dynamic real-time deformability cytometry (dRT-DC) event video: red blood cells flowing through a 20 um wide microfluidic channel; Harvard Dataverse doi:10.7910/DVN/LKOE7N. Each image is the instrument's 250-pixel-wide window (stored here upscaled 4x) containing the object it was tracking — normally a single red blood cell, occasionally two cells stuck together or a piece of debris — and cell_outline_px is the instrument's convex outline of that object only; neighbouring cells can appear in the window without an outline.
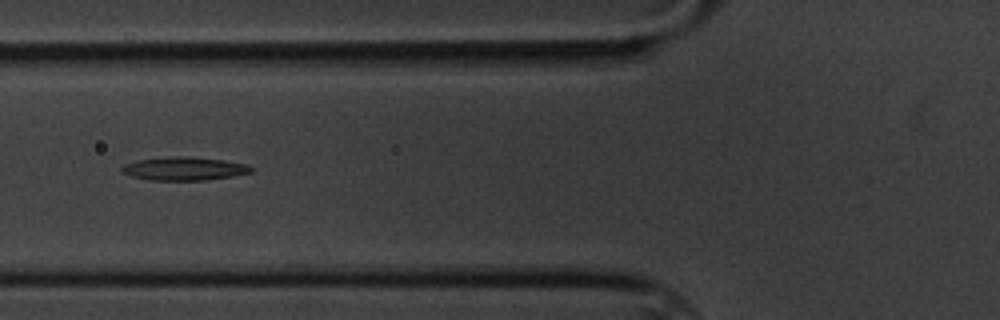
{"species": "common noctule bat (a hibernating species)", "species_latin": "Nyctalus noctula", "temperature_condition": "cold", "stored_images_in_passage": 10, "camera_frame_rate_fps": 3000, "um_per_image_px": 0.085, "animal": {"sex": "male", "body_mass_g": 20.1, "forearm_length_mm": 53.5}, "frame": {"image": 1, "passage_image": 5, "time_ms": 5.333, "image_size_px": [1000, 320], "cell_outline_px": [[252, 172], [232, 176], [204, 180], [148, 180], [132, 176], [120, 172], [120, 168], [124, 164], [140, 160], [176, 156], [192, 156], [224, 160], [244, 164], [252, 168]], "centroid_in_image_um": [15.62, 14.33], "position_along_channel_um": 110.2, "area_um2": 17.46}}
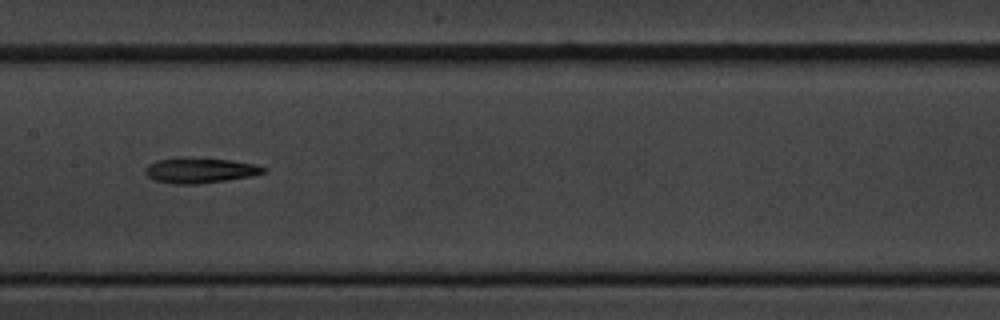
{"frame": {"image": 2, "passage_image": 7, "time_ms": 7.667, "image_size_px": [1000, 320], "cell_outline_px": [[268, 168], [264, 172], [252, 176], [196, 184], [172, 184], [156, 180], [148, 176], [144, 172], [144, 168], [148, 164], [156, 160], [176, 156], [180, 156], [232, 160], [256, 164]], "centroid_in_image_um": [16.96, 14.45], "position_along_channel_um": 190.4, "area_um2": 17.74}}
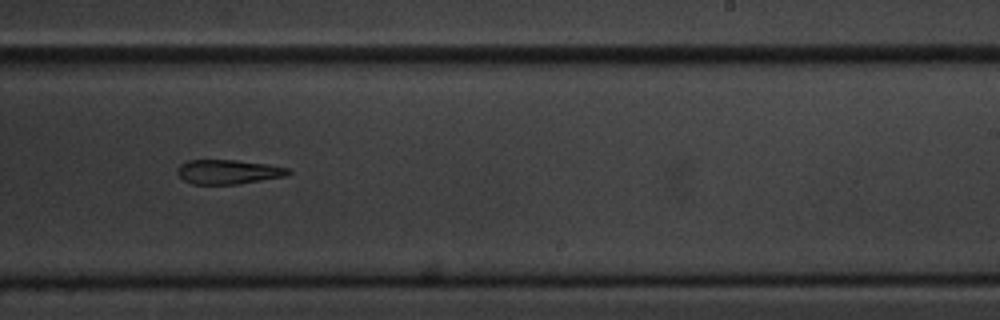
{"frame": {"image": 3, "passage_image": 9, "time_ms": 10.0, "image_size_px": [1000, 320], "cell_outline_px": [[292, 172], [288, 176], [240, 184], [192, 184], [184, 180], [176, 172], [176, 168], [180, 164], [188, 160], [236, 160], [264, 164], [288, 168]], "centroid_in_image_um": [19.4, 14.61], "position_along_channel_um": 269.6, "area_um2": 15.84}}